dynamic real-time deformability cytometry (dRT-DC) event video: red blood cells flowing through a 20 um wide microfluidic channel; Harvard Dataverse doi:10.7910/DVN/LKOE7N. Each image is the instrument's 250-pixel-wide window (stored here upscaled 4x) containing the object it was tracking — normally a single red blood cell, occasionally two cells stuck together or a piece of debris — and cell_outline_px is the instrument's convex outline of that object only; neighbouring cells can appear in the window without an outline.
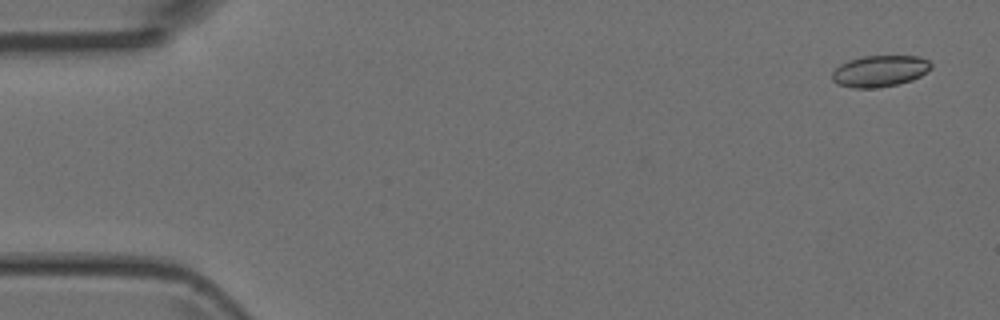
{"species": "Egyptian fruit bat (a non-hibernating species)", "species_latin": "Rousettus aegyptiacus", "temperature_condition": "room temperature", "stored_images_in_passage": 4, "camera_frame_rate_fps": 3000, "um_per_image_px": 0.085, "animal": {"sex": "female"}, "frame": {"image": 1, "passage_image": 1, "time_ms": 0.0, "image_size_px": [1000, 320], "cell_outline_px": [[932, 68], [920, 76], [912, 80], [896, 84], [876, 88], [852, 88], [836, 84], [832, 80], [832, 72], [840, 64], [848, 60], [864, 56], [920, 56], [928, 60], [932, 64]], "centroid_in_image_um": [74.77, 6.04], "position_along_channel_um": 10.2, "area_um2": 18.21}}
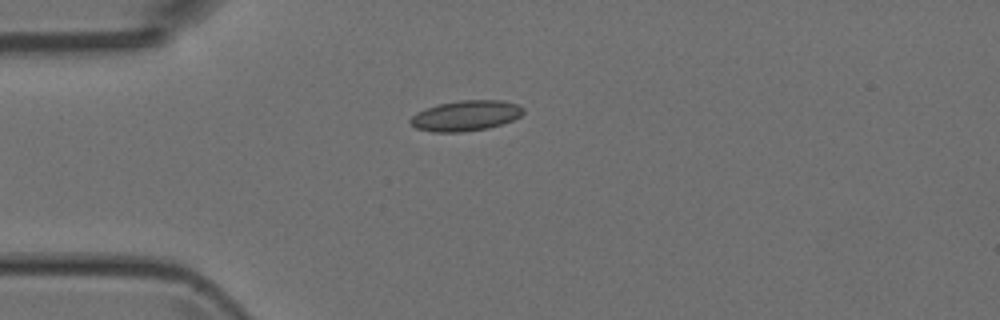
{"frame": {"image": 2, "passage_image": 4, "time_ms": 3.667, "image_size_px": [1000, 320], "cell_outline_px": [[524, 112], [520, 116], [512, 120], [488, 128], [460, 132], [432, 132], [416, 128], [408, 124], [408, 120], [416, 112], [424, 108], [440, 104], [460, 100], [500, 100], [520, 104], [524, 108]], "centroid_in_image_um": [39.56, 9.83], "position_along_channel_um": 45.4, "area_um2": 20.17}}